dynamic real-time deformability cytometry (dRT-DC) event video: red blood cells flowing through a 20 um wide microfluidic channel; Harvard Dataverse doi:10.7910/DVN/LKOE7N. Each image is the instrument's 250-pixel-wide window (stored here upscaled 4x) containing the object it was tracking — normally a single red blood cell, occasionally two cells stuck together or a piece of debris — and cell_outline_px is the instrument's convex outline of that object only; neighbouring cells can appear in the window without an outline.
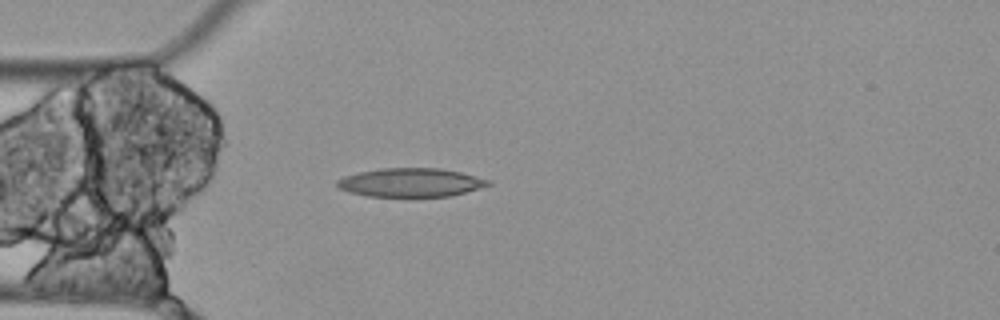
{"species": "Egyptian fruit bat (a non-hibernating species)", "species_latin": "Rousettus aegyptiacus", "temperature_condition": "cold", "stored_images_in_passage": 5, "camera_frame_rate_fps": 3000, "um_per_image_px": 0.085, "animal": {"sex": "female"}, "frame": {"image": 1, "passage_image": 5, "time_ms": 1.333, "image_size_px": [1000, 320], "cell_outline_px": [[492, 184], [480, 188], [452, 196], [368, 196], [348, 192], [340, 188], [336, 184], [336, 180], [344, 176], [360, 172], [380, 168], [440, 168], [460, 172], [492, 180]], "centroid_in_image_um": [34.93, 15.51], "position_along_channel_um": 50.1, "area_um2": 25.26}}